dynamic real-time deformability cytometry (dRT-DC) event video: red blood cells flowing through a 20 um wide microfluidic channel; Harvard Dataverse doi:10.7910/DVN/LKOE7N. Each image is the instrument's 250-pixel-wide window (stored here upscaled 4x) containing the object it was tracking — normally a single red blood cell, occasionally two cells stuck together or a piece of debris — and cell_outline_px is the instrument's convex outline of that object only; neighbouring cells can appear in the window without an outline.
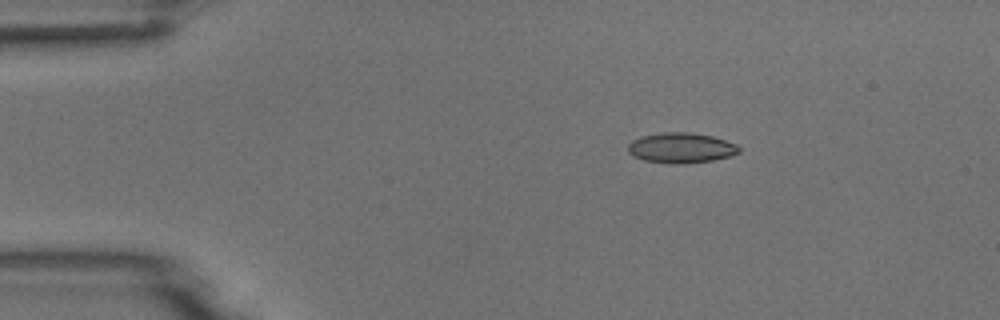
{"species": "common noctule bat (a hibernating species)", "species_latin": "Nyctalus noctula", "temperature_condition": "room temperature", "stored_images_in_passage": 5, "camera_frame_rate_fps": 3000, "um_per_image_px": 0.085, "animal": {"sex": "male", "body_mass_g": 18.8}, "frame": {"image": 1, "passage_image": 3, "time_ms": 2.0, "image_size_px": [1000, 320], "cell_outline_px": [[740, 152], [732, 156], [712, 160], [680, 164], [672, 164], [644, 160], [632, 156], [628, 152], [628, 144], [632, 140], [640, 136], [664, 132], [688, 132], [712, 136], [736, 144], [740, 148]], "centroid_in_image_um": [57.87, 12.57], "position_along_channel_um": 27.1, "area_um2": 19.65}}
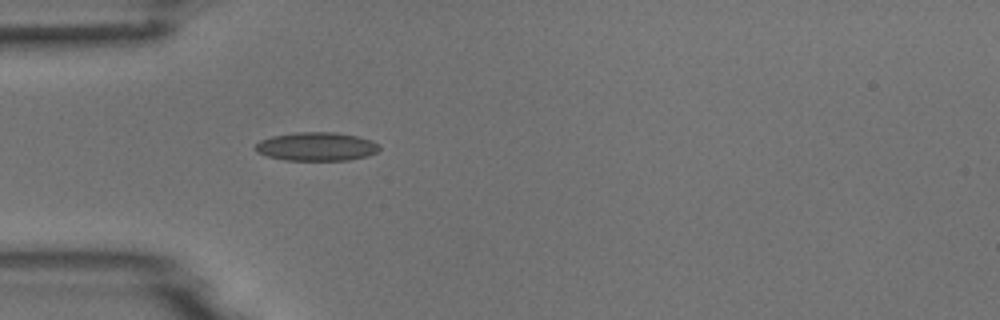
{"frame": {"image": 2, "passage_image": 5, "time_ms": 4.333, "image_size_px": [1000, 320], "cell_outline_px": [[380, 148], [376, 152], [368, 156], [348, 160], [284, 160], [268, 156], [256, 152], [256, 144], [260, 140], [272, 136], [296, 132], [336, 132], [360, 136], [372, 140], [380, 144]], "centroid_in_image_um": [26.94, 12.45], "position_along_channel_um": 58.1, "area_um2": 20.81}}